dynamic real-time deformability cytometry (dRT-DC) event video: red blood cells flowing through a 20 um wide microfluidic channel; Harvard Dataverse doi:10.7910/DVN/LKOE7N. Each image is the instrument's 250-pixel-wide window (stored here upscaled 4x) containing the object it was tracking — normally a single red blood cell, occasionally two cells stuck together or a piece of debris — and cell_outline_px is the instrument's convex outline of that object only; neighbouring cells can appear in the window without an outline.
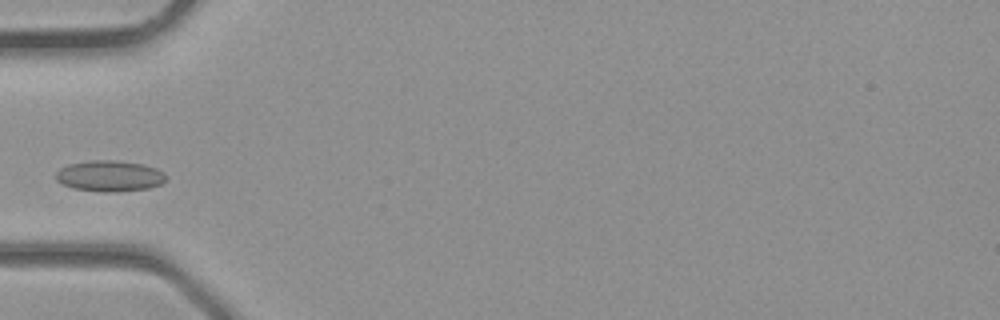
{"species": "common noctule bat (a hibernating species)", "species_latin": "Nyctalus noctula", "temperature_condition": "room temperature", "stored_images_in_passage": 1, "camera_frame_rate_fps": 3000, "um_per_image_px": 0.085, "animal": {"sex": "male", "body_mass_g": 23.1, "forearm_length_mm": 52.7}, "frame": {"image": 1, "passage_image": 1, "time_ms": 0.0, "image_size_px": [1000, 320], "cell_outline_px": [[168, 176], [160, 184], [148, 188], [116, 192], [104, 192], [72, 188], [56, 180], [56, 172], [60, 168], [68, 164], [92, 160], [116, 160], [144, 164], [156, 168], [164, 172]], "centroid_in_image_um": [9.33, 14.95], "position_along_channel_um": 75.7, "area_um2": 19.94}}